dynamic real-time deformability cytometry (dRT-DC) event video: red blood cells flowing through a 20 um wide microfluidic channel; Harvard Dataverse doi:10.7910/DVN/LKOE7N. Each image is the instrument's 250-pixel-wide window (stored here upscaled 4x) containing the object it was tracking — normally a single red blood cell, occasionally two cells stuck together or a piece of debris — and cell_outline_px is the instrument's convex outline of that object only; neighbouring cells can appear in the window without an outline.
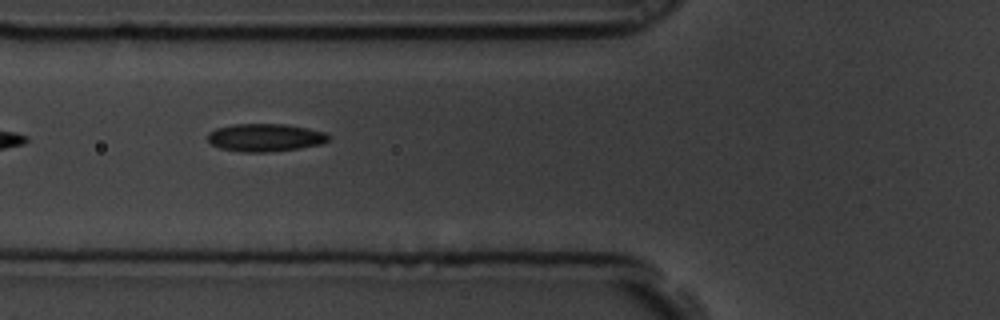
{"species": "common noctule bat (a hibernating species)", "species_latin": "Nyctalus noctula", "temperature_condition": "room temperature", "stored_images_in_passage": 9, "camera_frame_rate_fps": 3000, "um_per_image_px": 0.085, "animal": {"sex": "male", "body_mass_g": 19.5, "forearm_length_mm": 54.6}, "frame": {"image": 1, "passage_image": 6, "time_ms": 1.667, "image_size_px": [1000, 320], "cell_outline_px": [[328, 140], [320, 144], [296, 148], [268, 152], [244, 152], [220, 148], [212, 144], [208, 140], [208, 132], [216, 128], [232, 124], [288, 124], [308, 128], [324, 132], [328, 136]], "centroid_in_image_um": [22.5, 11.68], "position_along_channel_um": 103.3, "area_um2": 19.42}}
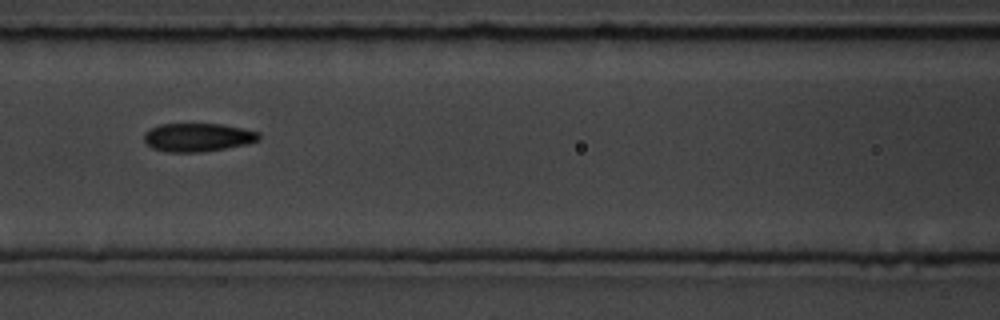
{"frame": {"image": 2, "passage_image": 7, "time_ms": 2.0, "image_size_px": [1000, 320], "cell_outline_px": [[260, 140], [248, 144], [200, 152], [168, 152], [152, 148], [144, 140], [144, 132], [160, 124], [220, 124], [260, 132]], "centroid_in_image_um": [16.82, 11.67], "position_along_channel_um": 149.8, "area_um2": 18.9}}